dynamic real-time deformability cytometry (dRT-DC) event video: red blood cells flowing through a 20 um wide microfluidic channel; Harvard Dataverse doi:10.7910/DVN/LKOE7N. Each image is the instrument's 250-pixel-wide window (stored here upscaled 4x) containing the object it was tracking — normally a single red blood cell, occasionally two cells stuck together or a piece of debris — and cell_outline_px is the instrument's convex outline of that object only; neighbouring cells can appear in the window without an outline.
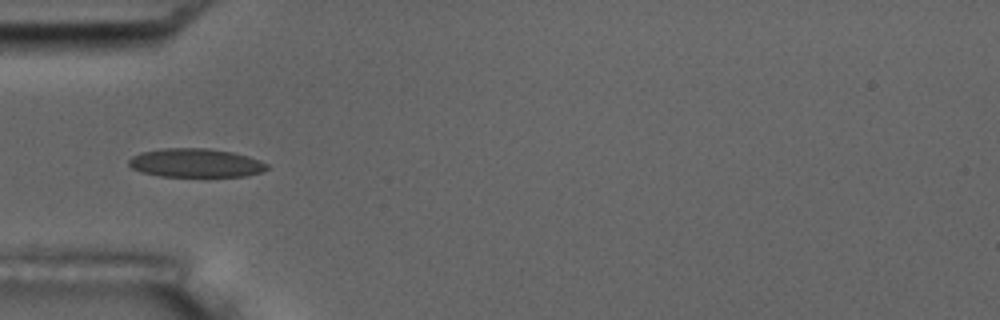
{"species": "common noctule bat (a hibernating species)", "species_latin": "Nyctalus noctula", "temperature_condition": "room temperature", "stored_images_in_passage": 9, "camera_frame_rate_fps": 3000, "um_per_image_px": 0.085, "animal": {"sex": "male", "body_mass_g": 17.5, "forearm_length_mm": 52.3}, "frame": {"image": 1, "passage_image": 4, "time_ms": 3.667, "image_size_px": [1000, 320], "cell_outline_px": [[268, 168], [260, 172], [244, 176], [208, 180], [160, 176], [140, 172], [132, 168], [128, 164], [128, 160], [132, 156], [140, 152], [164, 148], [208, 148], [232, 152], [248, 156], [268, 164]], "centroid_in_image_um": [16.62, 13.9], "position_along_channel_um": 68.4, "area_um2": 24.28}}
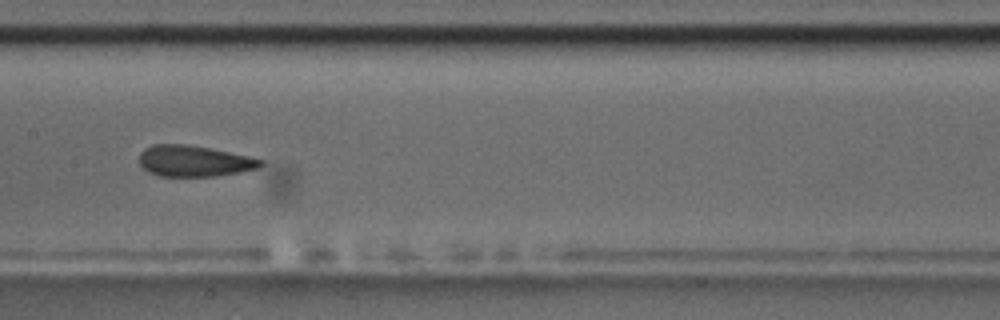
{"frame": {"image": 2, "passage_image": 7, "time_ms": 7.0, "image_size_px": [1000, 320], "cell_outline_px": [[264, 164], [260, 168], [240, 172], [216, 176], [160, 176], [148, 172], [140, 164], [140, 152], [144, 148], [152, 144], [188, 144], [248, 156], [264, 160]], "centroid_in_image_um": [16.5, 13.69], "position_along_channel_um": 190.9, "area_um2": 22.02}}
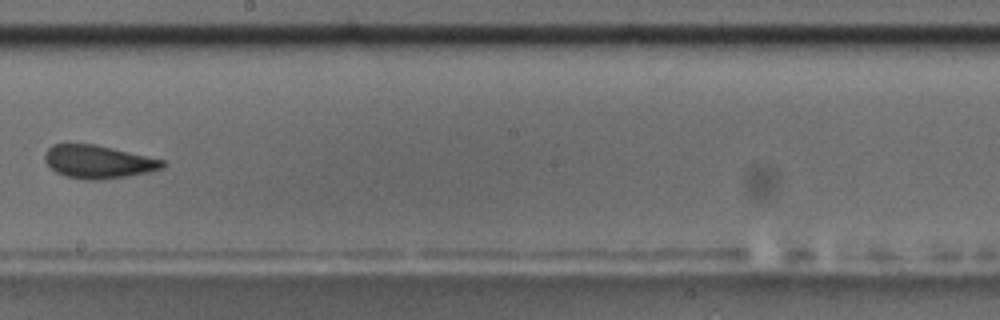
{"frame": {"image": 3, "passage_image": 8, "time_ms": 8.333, "image_size_px": [1000, 320], "cell_outline_px": [[168, 164], [164, 168], [152, 172], [128, 176], [100, 180], [84, 180], [64, 176], [56, 172], [44, 160], [44, 152], [52, 144], [96, 144], [168, 160]], "centroid_in_image_um": [8.42, 13.75], "position_along_channel_um": 239.8, "area_um2": 23.29}}